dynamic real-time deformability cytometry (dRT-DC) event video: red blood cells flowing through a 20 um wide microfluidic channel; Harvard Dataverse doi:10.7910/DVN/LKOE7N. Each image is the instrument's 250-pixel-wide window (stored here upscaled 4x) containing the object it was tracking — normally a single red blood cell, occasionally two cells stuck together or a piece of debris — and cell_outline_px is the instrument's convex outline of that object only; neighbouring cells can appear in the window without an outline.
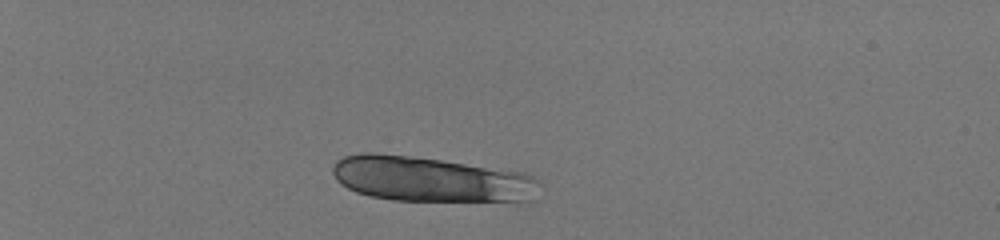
{"species": "human", "species_latin": "Homo sapiens", "temperature_condition": "room temperature", "stored_images_in_passage": 37, "camera_frame_rate_fps": 3000, "um_per_image_px": 0.085, "donor": {"sex": "male"}, "frame": {"image": 1, "passage_image": 1, "time_ms": 0.0, "image_size_px": [1000, 240], "cell_outline_px": [[540, 184], [532, 200], [392, 200], [368, 196], [356, 192], [340, 184], [336, 180], [332, 172], [332, 168], [336, 160], [344, 156], [360, 152], [376, 152], [440, 160], [520, 172], [532, 176]], "centroid_in_image_um": [36.5, 15.22], "position_along_channel_um": 48.5, "area_um2": 53.81}}
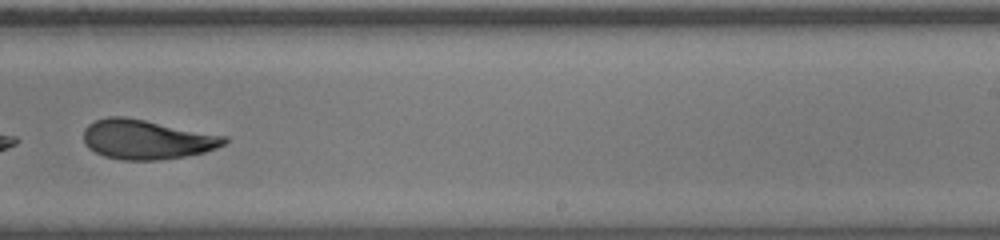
{"frame": {"image": 2, "passage_image": 24, "time_ms": 7.667, "image_size_px": [1000, 240], "cell_outline_px": [[228, 140], [224, 144], [216, 148], [204, 152], [184, 156], [160, 160], [120, 160], [104, 156], [88, 148], [84, 144], [84, 128], [88, 124], [96, 120], [108, 116], [124, 116], [228, 136]], "centroid_in_image_um": [12.45, 11.85], "position_along_channel_um": 276.5, "area_um2": 32.48}}
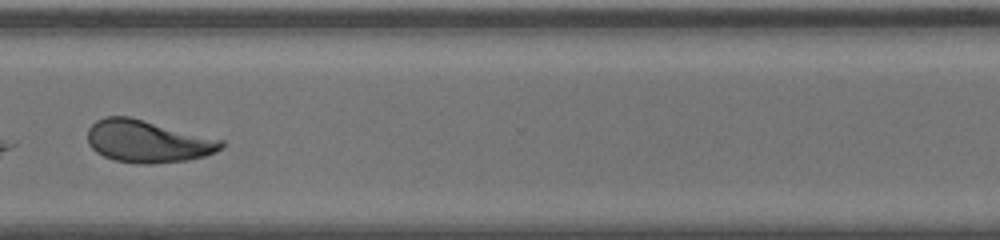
{"frame": {"image": 3, "passage_image": 30, "time_ms": 9.667, "image_size_px": [1000, 240], "cell_outline_px": [[224, 144], [220, 148], [204, 156], [188, 160], [152, 164], [140, 164], [112, 160], [96, 152], [88, 144], [88, 128], [96, 120], [104, 116], [128, 116], [224, 140]], "centroid_in_image_um": [12.5, 12.01], "position_along_channel_um": 358.1, "area_um2": 32.89}, "authors_computed_cell_mechanics": {"area_um2": 33.0616, "velocity_mm_per_s": 4.0516, "shape_relaxation_time_tau1_ms": 5.6801, "shape_relaxation_time_tau2_ms": 1.1919, "deformation_change_tau1": 0.2088, "deformation_change_tau2": 0.0698}}